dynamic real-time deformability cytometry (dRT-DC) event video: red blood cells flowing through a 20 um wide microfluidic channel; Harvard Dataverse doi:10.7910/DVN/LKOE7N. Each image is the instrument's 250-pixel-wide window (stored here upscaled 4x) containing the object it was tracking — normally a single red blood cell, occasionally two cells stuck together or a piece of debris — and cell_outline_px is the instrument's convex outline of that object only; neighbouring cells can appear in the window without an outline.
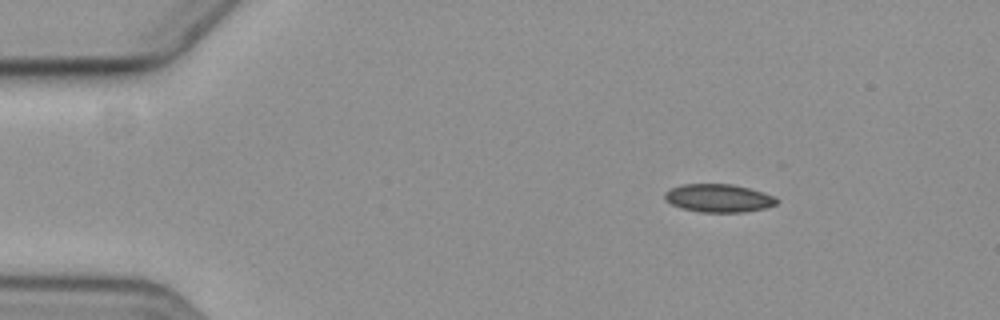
{"species": "common noctule bat (a hibernating species)", "species_latin": "Nyctalus noctula", "temperature_condition": "cold", "stored_images_in_passage": 4, "camera_frame_rate_fps": 3000, "um_per_image_px": 0.085, "animal": {"sex": "female", "body_mass_g": 19.3, "forearm_length_mm": 54.1}, "frame": {"image": 1, "passage_image": 1, "time_ms": 0.0, "image_size_px": [1000, 320], "cell_outline_px": [[780, 200], [776, 204], [764, 208], [744, 212], [700, 212], [680, 208], [672, 204], [664, 196], [664, 192], [680, 184], [732, 184], [748, 188], [772, 196]], "centroid_in_image_um": [61.05, 16.84], "position_along_channel_um": 23.9, "area_um2": 18.15}}
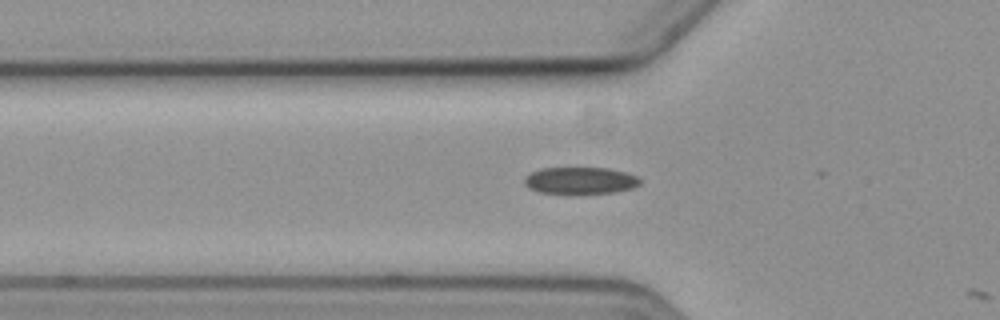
{"frame": {"image": 2, "passage_image": 4, "time_ms": 3.667, "image_size_px": [1000, 320], "cell_outline_px": [[640, 184], [632, 188], [616, 192], [568, 196], [540, 192], [528, 188], [524, 184], [524, 176], [540, 168], [608, 168], [624, 172], [636, 176], [640, 180]], "centroid_in_image_um": [49.27, 15.39], "position_along_channel_um": 76.5, "area_um2": 18.79}}